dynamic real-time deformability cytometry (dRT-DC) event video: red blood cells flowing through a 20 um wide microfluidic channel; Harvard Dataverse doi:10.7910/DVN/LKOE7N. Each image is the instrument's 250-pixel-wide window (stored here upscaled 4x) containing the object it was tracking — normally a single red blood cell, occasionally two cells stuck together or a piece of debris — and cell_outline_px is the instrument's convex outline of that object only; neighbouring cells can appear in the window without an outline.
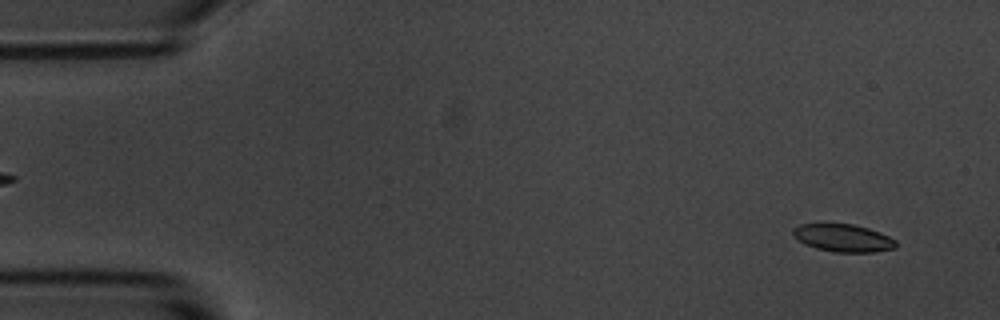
{"species": "common noctule bat (a hibernating species)", "species_latin": "Nyctalus noctula", "temperature_condition": "room temperature", "stored_images_in_passage": 55, "camera_frame_rate_fps": 3000, "um_per_image_px": 0.085, "animal": {"sex": "male", "body_mass_g": 20.1, "forearm_length_mm": 53.5}, "frame": {"image": 1, "passage_image": 3, "time_ms": 0.667, "image_size_px": [1000, 320], "cell_outline_px": [[896, 248], [872, 252], [836, 252], [816, 248], [804, 244], [792, 236], [792, 228], [800, 224], [824, 220], [852, 224], [868, 228], [880, 232], [896, 240]], "centroid_in_image_um": [71.58, 20.17], "position_along_channel_um": 13.4, "area_um2": 17.34}}
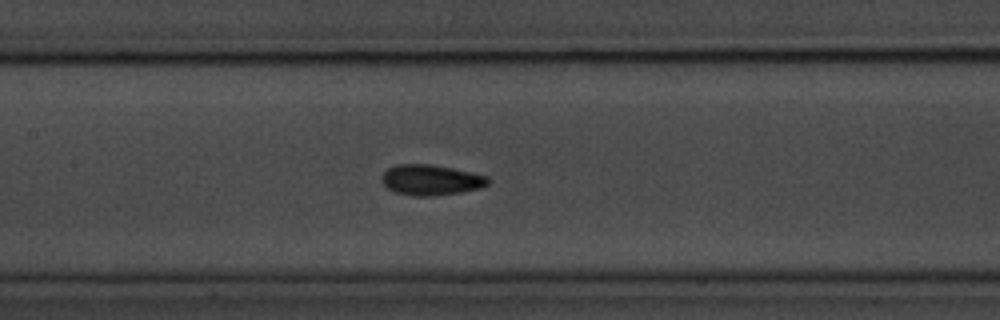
{"frame": {"image": 2, "passage_image": 25, "time_ms": 8.0, "image_size_px": [1000, 320], "cell_outline_px": [[492, 180], [488, 184], [480, 188], [460, 192], [432, 196], [412, 196], [396, 192], [388, 188], [380, 180], [380, 176], [388, 168], [396, 164], [432, 164], [452, 168], [488, 176]], "centroid_in_image_um": [36.62, 15.29], "position_along_channel_um": 170.8, "area_um2": 19.02}}
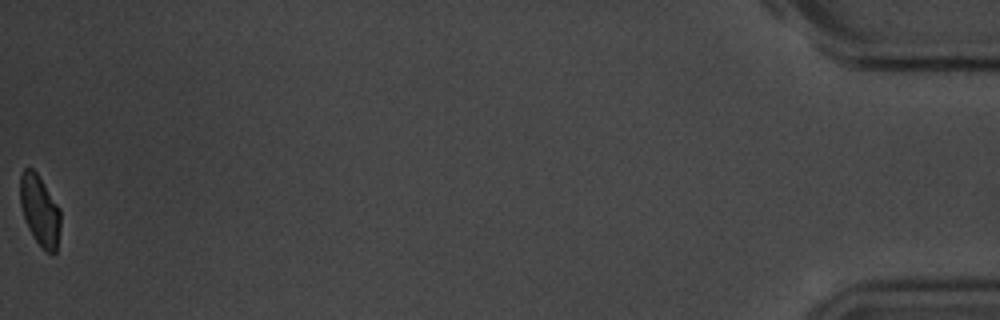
{"frame": {"image": 3, "passage_image": 55, "time_ms": 18.0, "image_size_px": [1000, 320], "cell_outline_px": [[60, 228], [56, 252], [52, 256], [32, 236], [28, 228], [20, 204], [20, 176], [24, 168], [32, 168], [36, 172], [60, 208]], "centroid_in_image_um": [3.38, 17.89], "position_along_channel_um": 431.8, "area_um2": 16.47}, "authors_computed_cell_mechanics": {"area_um2": 18.1492, "velocity_mm_per_s": 3.6129, "shape_relaxation_time_tau1_ms": null, "shape_relaxation_time_tau2_ms": 1.7036, "deformation_change_tau1": null, "deformation_change_tau2": 0.0681}}